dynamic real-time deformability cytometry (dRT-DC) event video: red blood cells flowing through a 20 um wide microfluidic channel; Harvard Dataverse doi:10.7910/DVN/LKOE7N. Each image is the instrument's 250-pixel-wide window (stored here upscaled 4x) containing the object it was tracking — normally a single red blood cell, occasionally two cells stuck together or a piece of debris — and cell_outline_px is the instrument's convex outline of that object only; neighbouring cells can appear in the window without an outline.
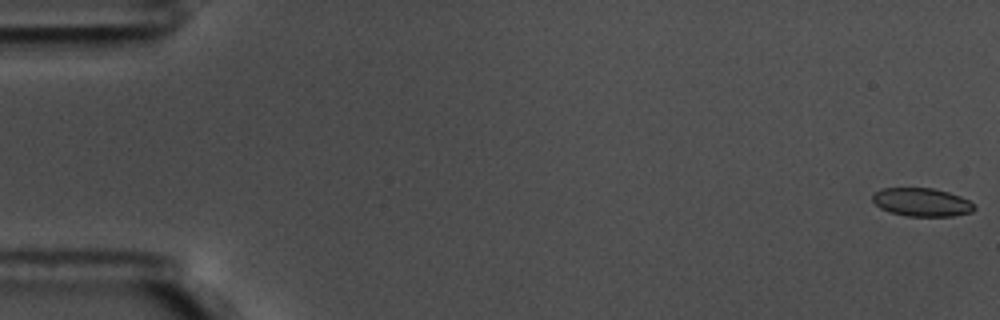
{"species": "common noctule bat (a hibernating species)", "species_latin": "Nyctalus noctula", "temperature_condition": "warm", "stored_images_in_passage": 13, "camera_frame_rate_fps": 3000, "um_per_image_px": 0.085, "animal": {"sex": "male", "body_mass_g": 17.5, "forearm_length_mm": 52.3}, "frame": {"image": 1, "passage_image": 1, "time_ms": 0.0, "image_size_px": [1000, 320], "cell_outline_px": [[976, 208], [972, 212], [952, 216], [908, 216], [892, 212], [880, 208], [872, 200], [872, 196], [876, 192], [884, 188], [932, 188], [948, 192], [960, 196], [968, 200]], "centroid_in_image_um": [78.36, 17.19], "position_along_channel_um": 6.6, "area_um2": 16.59}}